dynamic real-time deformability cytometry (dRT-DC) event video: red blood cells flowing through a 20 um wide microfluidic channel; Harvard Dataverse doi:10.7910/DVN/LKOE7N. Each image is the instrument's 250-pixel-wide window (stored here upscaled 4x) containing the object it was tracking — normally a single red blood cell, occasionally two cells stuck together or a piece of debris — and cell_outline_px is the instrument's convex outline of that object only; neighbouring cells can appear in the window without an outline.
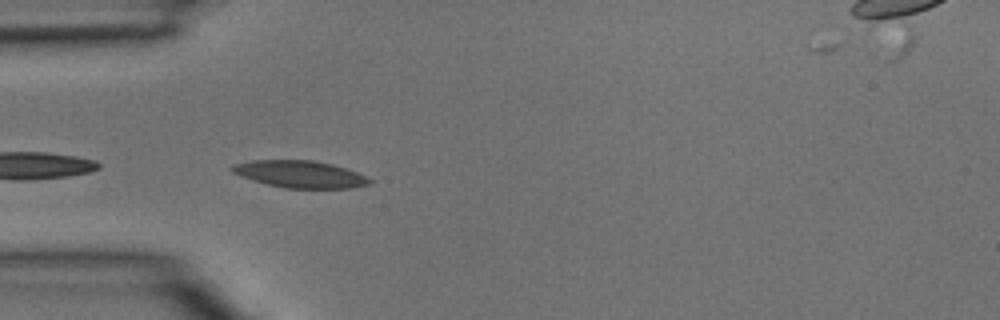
{"species": "common noctule bat (a hibernating species)", "species_latin": "Nyctalus noctula", "temperature_condition": "room temperature", "stored_images_in_passage": 3, "camera_frame_rate_fps": 3000, "um_per_image_px": 0.085, "animal": {"sex": "male", "body_mass_g": 15.6}, "frame": {"image": 1, "passage_image": 2, "time_ms": 0.333, "image_size_px": [1000, 320], "cell_outline_px": [[372, 184], [352, 188], [284, 188], [252, 180], [240, 176], [232, 172], [228, 168], [232, 164], [252, 160], [312, 160], [332, 164], [356, 172], [372, 180]], "centroid_in_image_um": [25.46, 14.8], "position_along_channel_um": 59.5, "area_um2": 21.73}}